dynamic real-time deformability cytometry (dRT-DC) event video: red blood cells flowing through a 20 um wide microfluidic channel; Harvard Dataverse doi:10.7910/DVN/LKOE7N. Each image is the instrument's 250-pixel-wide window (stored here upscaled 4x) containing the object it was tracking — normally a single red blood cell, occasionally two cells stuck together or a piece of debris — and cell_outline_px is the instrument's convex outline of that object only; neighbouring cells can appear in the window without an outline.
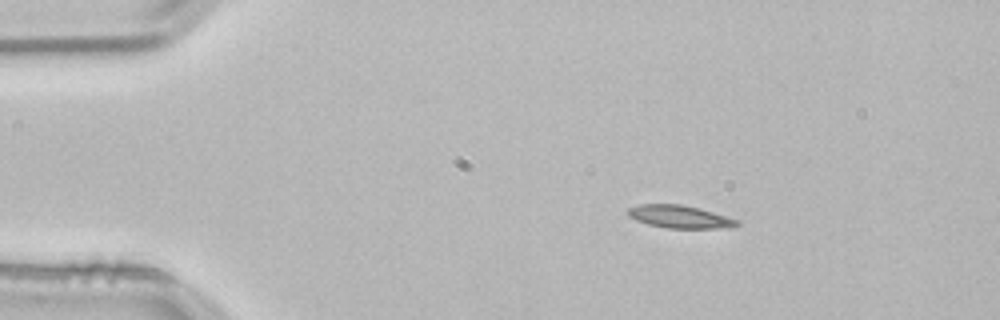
{"species": "common noctule bat (a hibernating species)", "species_latin": "Nyctalus noctula", "temperature_condition": "room temperature", "stored_images_in_passage": 2, "camera_frame_rate_fps": 3000, "um_per_image_px": 0.085, "animal": {"sex": "male", "body_mass_g": 21.5, "forearm_length_mm": 52.0}, "frame": {"image": 1, "passage_image": 1, "time_ms": 0.0, "image_size_px": [1000, 320], "cell_outline_px": [[740, 224], [728, 228], [668, 228], [648, 224], [636, 220], [628, 216], [628, 208], [640, 204], [680, 204], [700, 208], [728, 216], [740, 220]], "centroid_in_image_um": [57.82, 18.42], "position_along_channel_um": 27.2, "area_um2": 14.57}}